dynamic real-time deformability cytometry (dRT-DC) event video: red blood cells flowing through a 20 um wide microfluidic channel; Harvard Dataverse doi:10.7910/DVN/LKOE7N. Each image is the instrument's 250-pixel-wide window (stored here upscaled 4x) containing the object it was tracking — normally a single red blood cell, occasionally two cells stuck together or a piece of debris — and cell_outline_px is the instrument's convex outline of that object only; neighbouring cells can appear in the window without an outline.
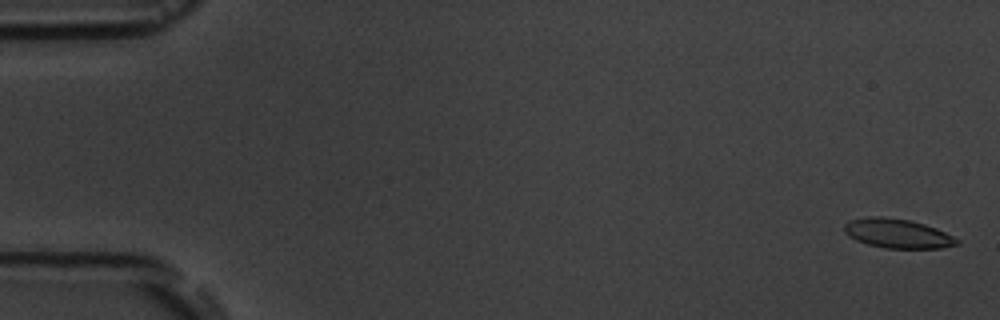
{"species": "common noctule bat (a hibernating species)", "species_latin": "Nyctalus noctula", "temperature_condition": "room temperature", "stored_images_in_passage": 4, "camera_frame_rate_fps": 3000, "um_per_image_px": 0.085, "animal": {"sex": "male", "body_mass_g": 19.5, "forearm_length_mm": 54.6}, "frame": {"image": 1, "passage_image": 1, "time_ms": 0.0, "image_size_px": [1000, 320], "cell_outline_px": [[960, 244], [940, 248], [884, 248], [868, 244], [856, 240], [848, 236], [844, 232], [844, 224], [848, 220], [868, 216], [880, 216], [908, 220], [924, 224], [936, 228], [960, 240]], "centroid_in_image_um": [76.26, 19.84], "position_along_channel_um": 8.7, "area_um2": 19.25}}